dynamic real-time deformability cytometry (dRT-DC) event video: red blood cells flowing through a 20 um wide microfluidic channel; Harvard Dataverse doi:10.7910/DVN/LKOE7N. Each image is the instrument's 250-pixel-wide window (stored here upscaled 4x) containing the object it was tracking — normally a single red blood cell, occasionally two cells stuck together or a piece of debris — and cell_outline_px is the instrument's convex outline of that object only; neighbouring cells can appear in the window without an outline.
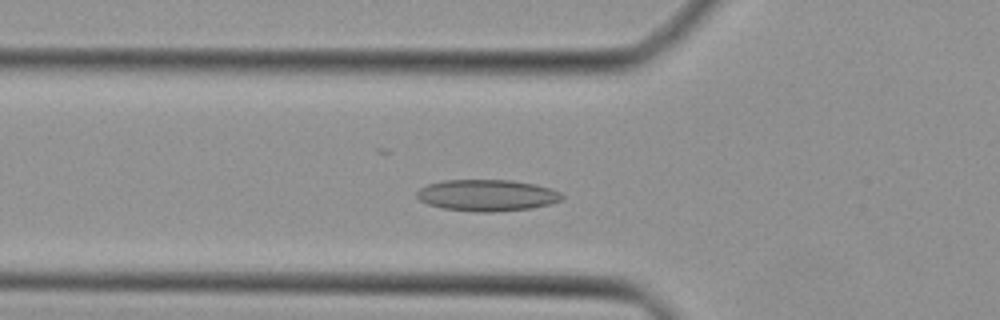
{"species": "Egyptian fruit bat (a non-hibernating species)", "species_latin": "Rousettus aegyptiacus", "temperature_condition": "cold", "stored_images_in_passage": 37, "camera_frame_rate_fps": 3000, "um_per_image_px": 0.085, "animal": {"sex": "female"}, "frame": {"image": 1, "passage_image": 10, "time_ms": 3.0, "image_size_px": [1000, 320], "cell_outline_px": [[564, 196], [560, 200], [548, 204], [532, 208], [492, 212], [476, 212], [444, 208], [428, 204], [420, 200], [416, 196], [416, 192], [420, 188], [428, 184], [444, 180], [512, 180], [536, 184], [552, 188], [560, 192]], "centroid_in_image_um": [41.41, 16.59], "position_along_channel_um": 84.4, "area_um2": 26.65}}
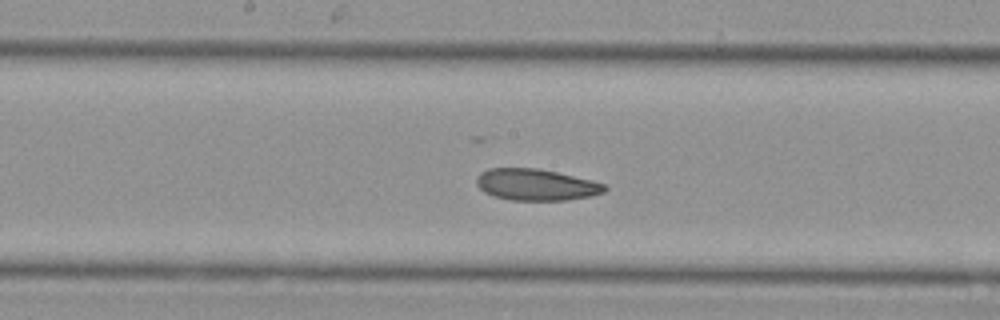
{"frame": {"image": 2, "passage_image": 18, "time_ms": 5.667, "image_size_px": [1000, 320], "cell_outline_px": [[608, 188], [604, 192], [592, 196], [568, 200], [512, 200], [492, 196], [484, 192], [476, 184], [476, 176], [480, 172], [488, 168], [536, 168], [556, 172], [592, 180], [604, 184]], "centroid_in_image_um": [45.54, 15.7], "position_along_channel_um": 202.7, "area_um2": 23.64}}
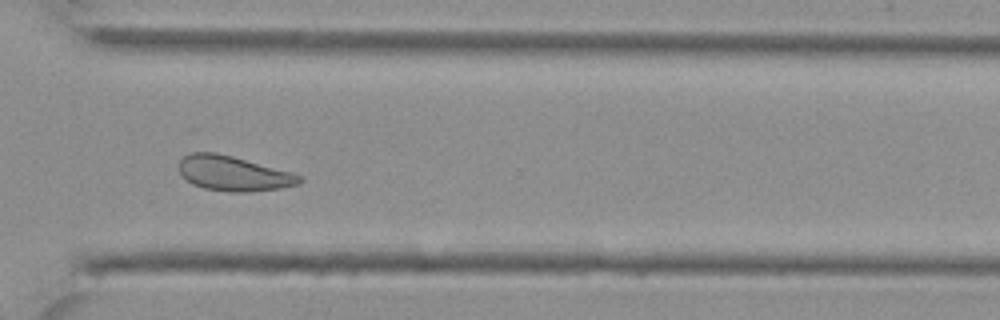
{"frame": {"image": 3, "passage_image": 28, "time_ms": 9.0, "image_size_px": [1000, 320], "cell_outline_px": [[304, 180], [300, 184], [280, 188], [248, 192], [232, 192], [204, 188], [192, 184], [180, 172], [180, 160], [184, 156], [192, 152], [216, 152], [232, 156], [292, 172], [304, 176]], "centroid_in_image_um": [19.89, 14.74], "position_along_channel_um": 350.7, "area_um2": 24.45}}